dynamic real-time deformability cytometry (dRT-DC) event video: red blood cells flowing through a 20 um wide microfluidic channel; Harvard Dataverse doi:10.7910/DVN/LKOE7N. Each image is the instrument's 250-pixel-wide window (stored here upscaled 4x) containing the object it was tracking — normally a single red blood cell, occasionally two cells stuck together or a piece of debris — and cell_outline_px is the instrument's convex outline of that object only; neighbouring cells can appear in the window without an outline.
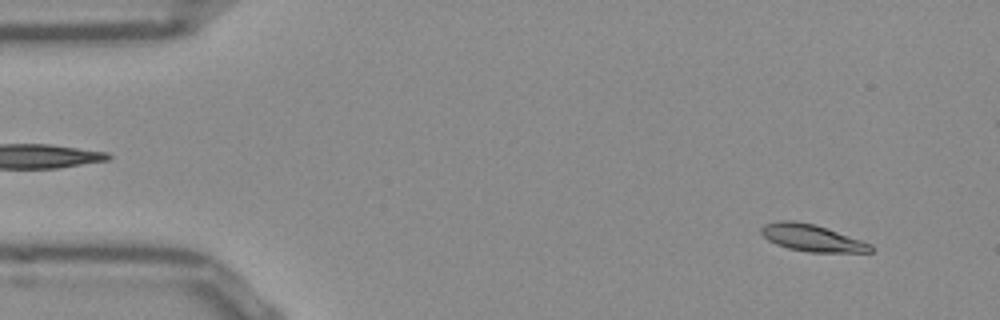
{"species": "Egyptian fruit bat (a non-hibernating species)", "species_latin": "Rousettus aegyptiacus", "temperature_condition": "room temperature", "stored_images_in_passage": 53, "camera_frame_rate_fps": 3000, "um_per_image_px": 0.085, "frame": {"image": 1, "passage_image": 4, "time_ms": 1.0, "image_size_px": [1000, 320], "cell_outline_px": [[876, 248], [872, 252], [808, 252], [788, 248], [776, 244], [768, 240], [760, 232], [760, 228], [764, 224], [780, 220], [796, 220], [816, 224], [828, 228], [872, 244]], "centroid_in_image_um": [69.03, 20.21], "position_along_channel_um": 16.0, "area_um2": 17.4}}
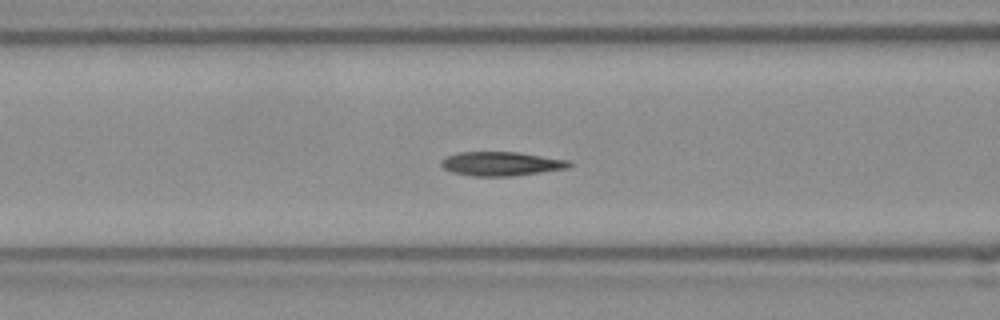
{"frame": {"image": 2, "passage_image": 20, "time_ms": 6.333, "image_size_px": [1000, 320], "cell_outline_px": [[572, 164], [568, 168], [512, 176], [472, 176], [452, 172], [444, 168], [440, 164], [440, 160], [456, 152], [520, 152], [572, 160]], "centroid_in_image_um": [42.63, 13.91], "position_along_channel_um": 124.0, "area_um2": 18.09}}
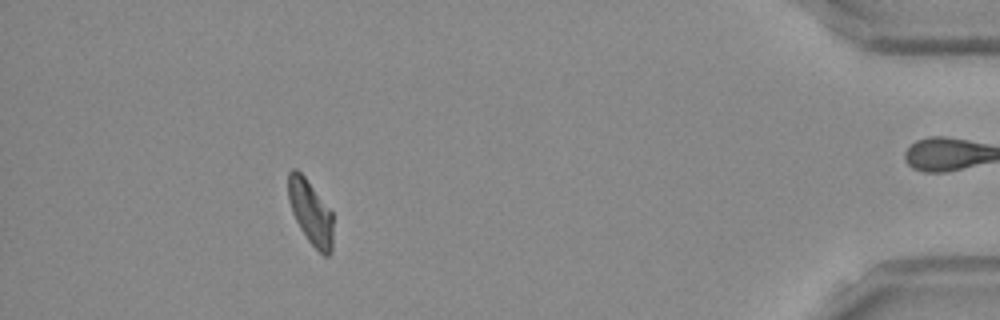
{"frame": {"image": 3, "passage_image": 47, "time_ms": 15.333, "image_size_px": [1000, 320], "cell_outline_px": [[332, 252], [328, 256], [324, 256], [308, 240], [300, 228], [292, 212], [288, 200], [288, 172], [292, 168], [296, 168], [304, 176], [332, 212]], "centroid_in_image_um": [26.38, 18.04], "position_along_channel_um": 408.8, "area_um2": 16.65}, "authors_computed_cell_mechanics": {"area_um2": 17.5134, "velocity_mm_per_s": 3.8393, "shape_relaxation_time_tau1_ms": 2.6894, "shape_relaxation_time_tau2_ms": 1.3781, "deformation_change_tau1": 0.1624, "deformation_change_tau2": 0.0863}}